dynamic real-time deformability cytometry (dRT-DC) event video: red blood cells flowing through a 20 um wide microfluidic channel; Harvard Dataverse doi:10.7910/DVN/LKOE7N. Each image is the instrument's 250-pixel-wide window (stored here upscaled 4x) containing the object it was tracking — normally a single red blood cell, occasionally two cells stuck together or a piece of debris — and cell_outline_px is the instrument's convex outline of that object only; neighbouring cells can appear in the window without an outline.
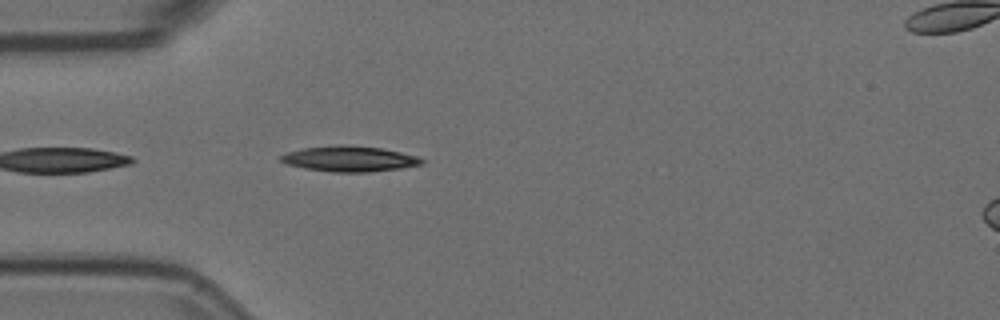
{"species": "Egyptian fruit bat (a non-hibernating species)", "species_latin": "Rousettus aegyptiacus", "temperature_condition": "room temperature", "stored_images_in_passage": 36, "camera_frame_rate_fps": 3000, "um_per_image_px": 0.085, "animal": {"sex": "female"}, "frame": {"image": 1, "passage_image": 3, "time_ms": 0.667, "image_size_px": [1000, 320], "cell_outline_px": [[424, 164], [400, 168], [368, 172], [332, 172], [304, 168], [288, 164], [280, 160], [280, 156], [288, 152], [304, 148], [336, 144], [348, 144], [380, 148], [400, 152], [416, 156], [424, 160]], "centroid_in_image_um": [29.71, 13.49], "position_along_channel_um": 55.3, "area_um2": 20.92}}
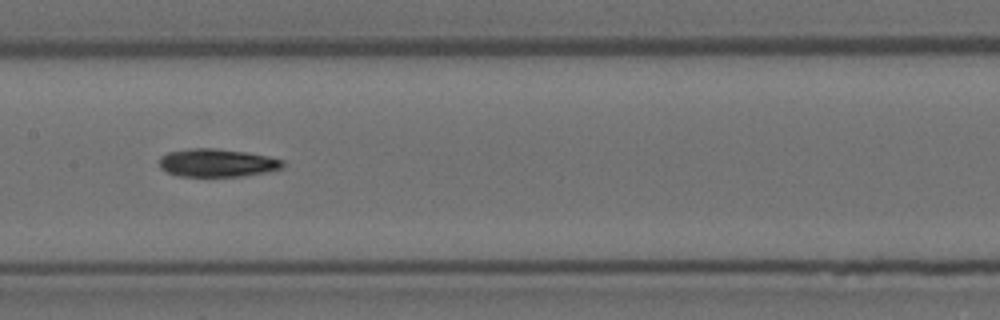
{"frame": {"image": 2, "passage_image": 14, "time_ms": 4.333, "image_size_px": [1000, 320], "cell_outline_px": [[284, 168], [268, 172], [244, 176], [176, 176], [160, 168], [160, 156], [168, 152], [188, 148], [216, 148], [248, 152], [268, 156], [284, 160]], "centroid_in_image_um": [18.48, 13.84], "position_along_channel_um": 188.9, "area_um2": 20.46}}
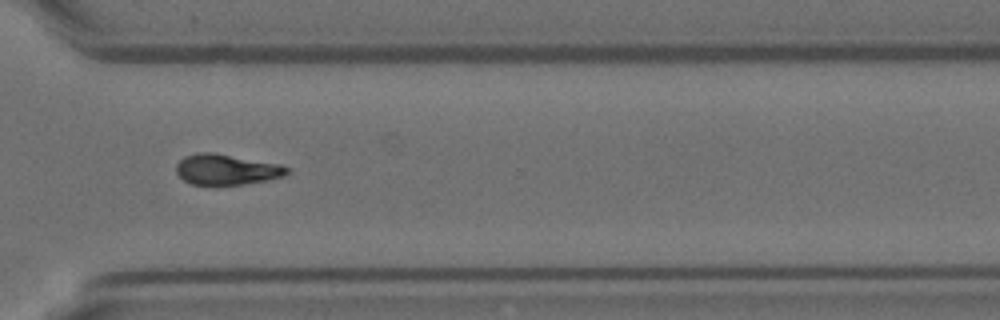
{"frame": {"image": 3, "passage_image": 27, "time_ms": 8.667, "image_size_px": [1000, 320], "cell_outline_px": [[288, 172], [284, 176], [268, 180], [244, 184], [192, 184], [184, 180], [176, 172], [176, 164], [184, 156], [200, 152], [212, 152], [280, 164], [288, 168]], "centroid_in_image_um": [19.24, 14.4], "position_along_channel_um": 351.4, "area_um2": 19.54}, "authors_computed_cell_mechanics": {"area_um2": 20.2878, "velocity_mm_per_s": 3.77, "shape_relaxation_time_tau1_ms": 4.007, "shape_relaxation_time_tau2_ms": 10.6713, "deformation_change_tau1": 0.1548, "deformation_change_tau2": 0.1822}}